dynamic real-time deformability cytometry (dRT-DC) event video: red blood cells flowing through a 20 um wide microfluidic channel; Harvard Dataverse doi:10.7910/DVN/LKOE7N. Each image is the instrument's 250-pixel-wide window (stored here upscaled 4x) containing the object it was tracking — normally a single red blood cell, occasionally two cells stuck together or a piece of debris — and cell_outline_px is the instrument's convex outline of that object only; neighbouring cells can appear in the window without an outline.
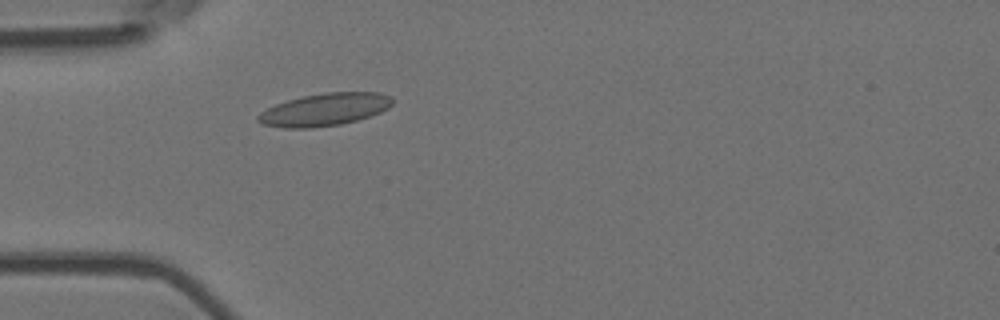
{"species": "Egyptian fruit bat (a non-hibernating species)", "species_latin": "Rousettus aegyptiacus", "temperature_condition": "room temperature", "stored_images_in_passage": 2, "camera_frame_rate_fps": 3000, "um_per_image_px": 0.085, "animal": {"sex": "female"}, "frame": {"image": 1, "passage_image": 2, "time_ms": 0.333, "image_size_px": [1000, 320], "cell_outline_px": [[392, 104], [388, 108], [380, 112], [356, 120], [340, 124], [312, 128], [284, 128], [264, 124], [256, 120], [256, 116], [260, 112], [276, 104], [288, 100], [304, 96], [324, 92], [380, 92], [392, 96]], "centroid_in_image_um": [27.59, 9.3], "position_along_channel_um": 57.4, "area_um2": 25.37}}